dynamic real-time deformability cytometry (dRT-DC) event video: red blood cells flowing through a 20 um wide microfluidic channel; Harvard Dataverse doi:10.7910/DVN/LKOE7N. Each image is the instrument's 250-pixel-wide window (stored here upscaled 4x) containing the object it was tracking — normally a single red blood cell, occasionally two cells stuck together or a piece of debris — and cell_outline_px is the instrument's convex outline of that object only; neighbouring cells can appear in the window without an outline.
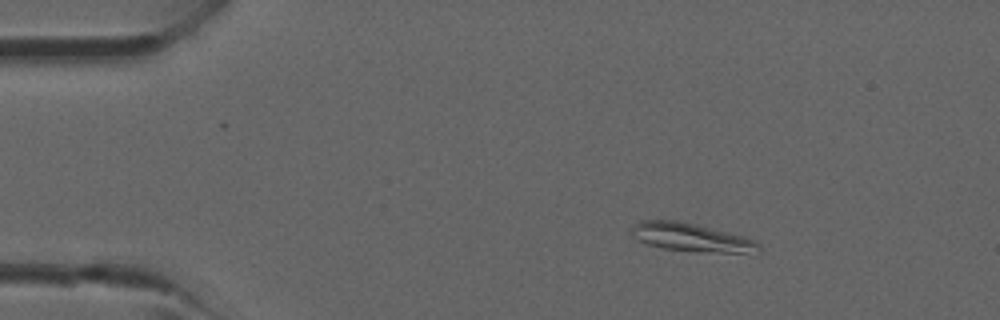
{"species": "common noctule bat (a hibernating species)", "species_latin": "Nyctalus noctula", "temperature_condition": "room temperature", "stored_images_in_passage": 41, "camera_frame_rate_fps": 3000, "um_per_image_px": 0.085, "animal": {"sex": "male", "forearm_length_mm": 52.5}, "frame": {"image": 1, "passage_image": 6, "time_ms": 1.667, "image_size_px": [1000, 320], "cell_outline_px": [[760, 252], [756, 256], [696, 252], [664, 248], [648, 244], [640, 240], [628, 232], [628, 228], [640, 220], [680, 220], [744, 236], [756, 240], [760, 244]], "centroid_in_image_um": [58.9, 20.22], "position_along_channel_um": 26.1, "area_um2": 22.08}}
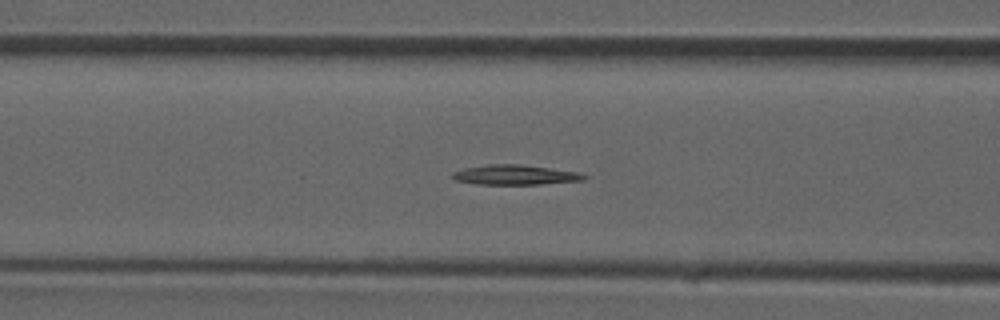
{"frame": {"image": 2, "passage_image": 16, "time_ms": 5.0, "image_size_px": [1000, 320], "cell_outline_px": [[588, 176], [584, 180], [540, 184], [476, 184], [456, 180], [452, 176], [452, 172], [464, 168], [488, 164], [520, 164], [580, 172]], "centroid_in_image_um": [43.8, 14.86], "position_along_channel_um": 122.8, "area_um2": 15.2}}
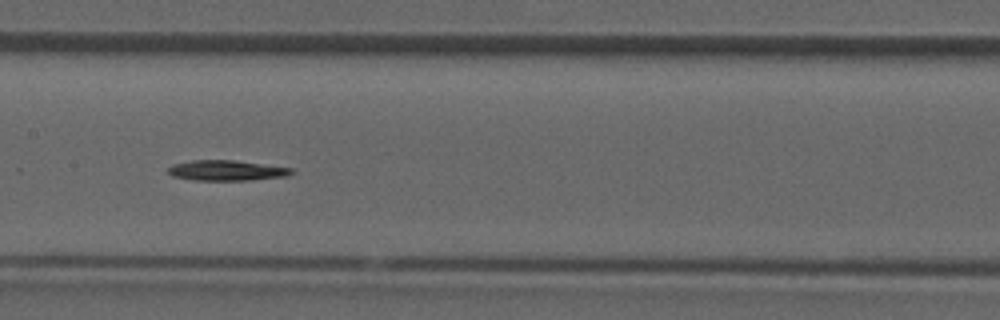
{"frame": {"image": 3, "passage_image": 20, "time_ms": 6.333, "image_size_px": [1000, 320], "cell_outline_px": [[292, 172], [288, 176], [252, 180], [192, 180], [172, 176], [168, 172], [168, 168], [172, 164], [192, 160], [236, 160], [292, 168]], "centroid_in_image_um": [19.24, 14.49], "position_along_channel_um": 188.2, "area_um2": 14.68}}